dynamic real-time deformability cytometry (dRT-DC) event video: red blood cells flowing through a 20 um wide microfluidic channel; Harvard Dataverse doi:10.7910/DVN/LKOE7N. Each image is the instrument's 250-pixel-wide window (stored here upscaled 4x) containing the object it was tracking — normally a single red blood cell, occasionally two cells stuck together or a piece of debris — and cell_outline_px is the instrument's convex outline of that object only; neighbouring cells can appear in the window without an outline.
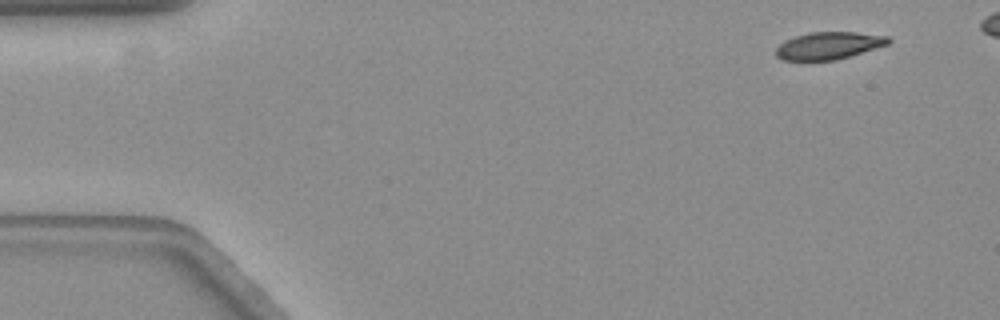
{"species": "common noctule bat (a hibernating species)", "species_latin": "Nyctalus noctula", "temperature_condition": "warm", "stored_images_in_passage": 12, "camera_frame_rate_fps": 3000, "um_per_image_px": 0.085, "animal": {"sex": "female", "body_mass_g": 19.3, "forearm_length_mm": 54.1}, "frame": {"image": 1, "passage_image": 1, "time_ms": 0.0, "image_size_px": [1000, 320], "cell_outline_px": [[892, 40], [888, 44], [836, 60], [784, 60], [776, 56], [776, 48], [784, 40], [808, 32], [856, 32], [888, 36]], "centroid_in_image_um": [70.43, 3.87], "position_along_channel_um": 14.6, "area_um2": 17.8}}